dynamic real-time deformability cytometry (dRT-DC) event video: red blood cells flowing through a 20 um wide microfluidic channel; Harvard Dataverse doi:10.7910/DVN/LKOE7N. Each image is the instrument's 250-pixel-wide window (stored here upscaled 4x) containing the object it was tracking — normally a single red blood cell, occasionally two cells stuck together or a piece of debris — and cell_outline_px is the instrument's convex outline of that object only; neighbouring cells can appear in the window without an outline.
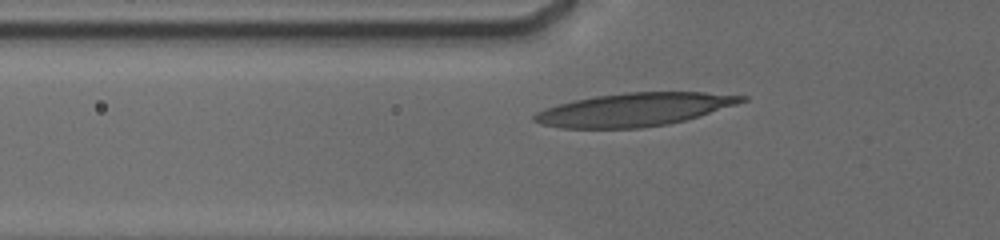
{"species": "human", "species_latin": "Homo sapiens", "temperature_condition": "cold", "stored_images_in_passage": 21, "camera_frame_rate_fps": 3000, "um_per_image_px": 0.085, "donor": {"sex": "male"}, "frame": {"image": 1, "passage_image": 3, "time_ms": 0.333, "image_size_px": [1000, 240], "cell_outline_px": [[748, 100], [736, 104], [684, 120], [668, 124], [640, 128], [560, 128], [540, 124], [532, 120], [532, 116], [536, 112], [544, 108], [572, 100], [596, 96], [624, 92], [704, 92], [748, 96]], "centroid_in_image_um": [53.85, 9.31], "position_along_channel_um": 71.9, "area_um2": 40.0}}
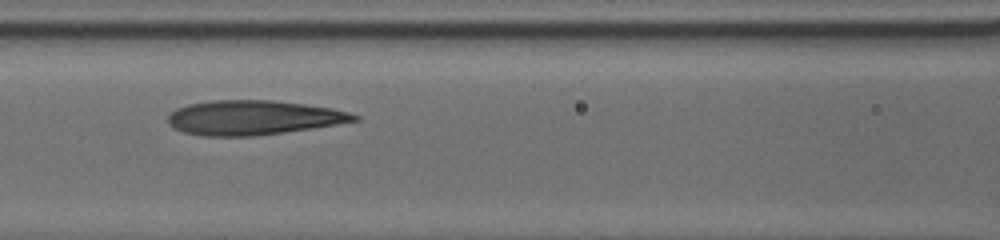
{"frame": {"image": 2, "passage_image": 14, "time_ms": 2.333, "image_size_px": [1000, 240], "cell_outline_px": [[360, 120], [312, 128], [284, 132], [252, 136], [204, 136], [184, 132], [168, 124], [168, 116], [176, 108], [188, 104], [212, 100], [272, 100], [304, 104], [332, 108], [348, 112], [360, 116]], "centroid_in_image_um": [21.52, 9.99], "position_along_channel_um": 145.1, "area_um2": 37.28}}
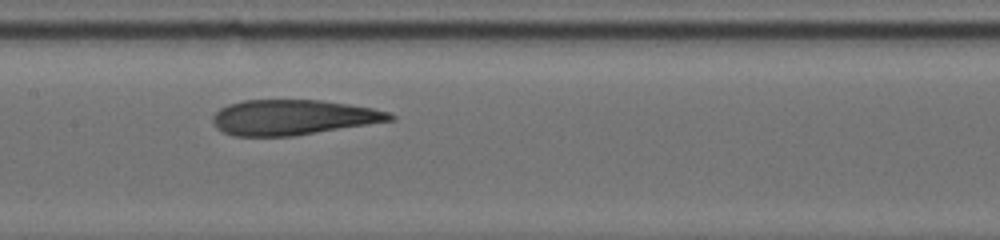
{"frame": {"image": 3, "passage_image": 20, "time_ms": 3.333, "image_size_px": [1000, 240], "cell_outline_px": [[396, 120], [292, 136], [232, 136], [216, 128], [212, 120], [212, 116], [220, 108], [228, 104], [244, 100], [320, 100], [348, 104], [372, 108], [392, 112], [396, 116]], "centroid_in_image_um": [24.92, 9.97], "position_along_channel_um": 182.5, "area_um2": 36.47}}